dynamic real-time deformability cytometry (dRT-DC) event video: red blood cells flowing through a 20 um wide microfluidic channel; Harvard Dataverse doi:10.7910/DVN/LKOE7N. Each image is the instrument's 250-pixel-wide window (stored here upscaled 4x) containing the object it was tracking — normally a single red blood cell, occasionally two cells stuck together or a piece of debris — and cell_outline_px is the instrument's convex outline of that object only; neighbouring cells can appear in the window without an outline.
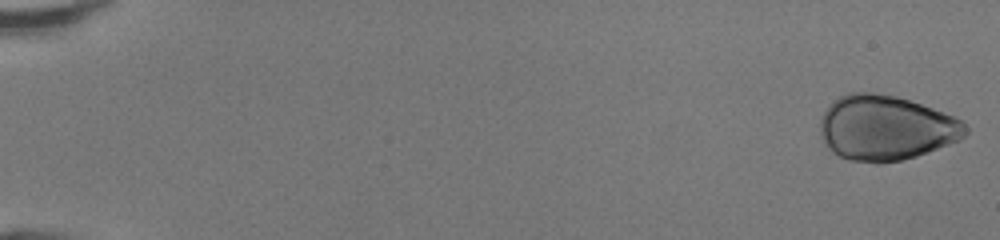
{"species": "human", "species_latin": "Homo sapiens", "temperature_condition": "room temperature", "stored_images_in_passage": 48, "camera_frame_rate_fps": 3000, "um_per_image_px": 0.085, "donor": {"sex": "female"}, "frame": {"image": 1, "passage_image": 1, "time_ms": 0.0, "image_size_px": [1000, 240], "cell_outline_px": [[968, 132], [960, 140], [916, 156], [904, 160], [880, 164], [876, 164], [848, 160], [832, 152], [824, 144], [820, 136], [820, 116], [840, 96], [848, 92], [872, 92], [896, 96], [956, 116], [964, 120], [968, 128]], "centroid_in_image_um": [75.3, 10.89], "position_along_channel_um": 9.7, "area_um2": 55.49}}
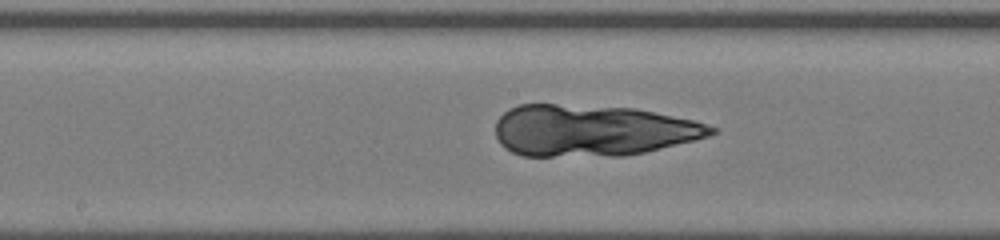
{"frame": {"image": 2, "passage_image": 27, "time_ms": 8.667, "image_size_px": [1000, 240], "cell_outline_px": [[720, 128], [716, 132], [708, 136], [696, 140], [644, 152], [624, 156], [520, 156], [504, 148], [500, 144], [496, 136], [496, 120], [508, 108], [520, 104], [556, 104], [636, 108], [692, 120]], "centroid_in_image_um": [50.32, 11.09], "position_along_channel_um": 197.9, "area_um2": 65.03}}
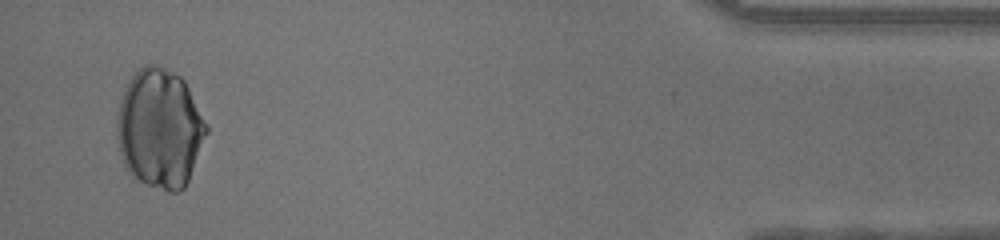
{"frame": {"image": 3, "passage_image": 47, "time_ms": 15.333, "image_size_px": [1000, 240], "cell_outline_px": [[208, 132], [188, 180], [184, 188], [180, 192], [168, 192], [148, 184], [140, 180], [124, 164], [120, 156], [116, 136], [116, 120], [124, 88], [128, 80], [144, 64], [156, 64], [180, 76], [184, 80], [208, 124]], "centroid_in_image_um": [13.58, 10.91], "position_along_channel_um": 421.6, "area_um2": 62.02}}